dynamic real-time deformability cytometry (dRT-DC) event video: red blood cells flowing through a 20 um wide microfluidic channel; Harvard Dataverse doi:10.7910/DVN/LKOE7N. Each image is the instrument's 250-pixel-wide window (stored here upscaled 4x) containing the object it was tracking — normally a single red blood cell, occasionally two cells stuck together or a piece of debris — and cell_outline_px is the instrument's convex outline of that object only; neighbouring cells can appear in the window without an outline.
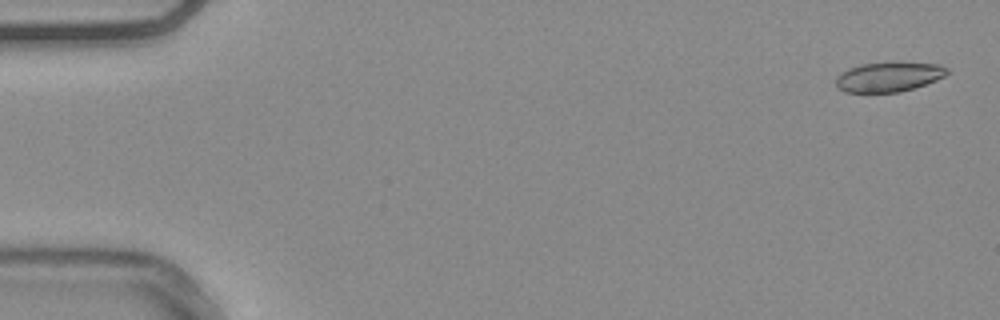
{"species": "common noctule bat (a hibernating species)", "species_latin": "Nyctalus noctula", "temperature_condition": "warm", "stored_images_in_passage": 55, "camera_frame_rate_fps": 3000, "um_per_image_px": 0.085, "animal": {"sex": "male", "body_mass_g": 20.4}, "frame": {"image": 1, "passage_image": 2, "time_ms": 0.333, "image_size_px": [1000, 320], "cell_outline_px": [[948, 72], [944, 76], [936, 80], [900, 92], [844, 92], [836, 84], [836, 76], [840, 72], [848, 68], [860, 64], [940, 64], [948, 68]], "centroid_in_image_um": [75.49, 6.56], "position_along_channel_um": 9.5, "area_um2": 18.61}}
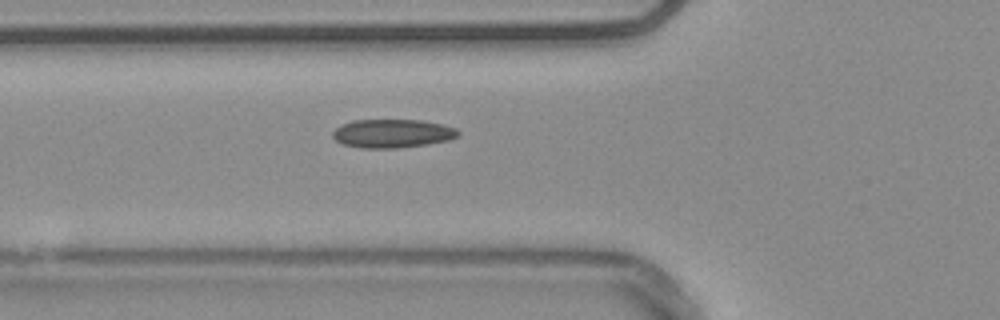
{"frame": {"image": 2, "passage_image": 20, "time_ms": 6.333, "image_size_px": [1000, 320], "cell_outline_px": [[460, 136], [448, 140], [428, 144], [400, 148], [360, 148], [340, 144], [332, 136], [332, 132], [340, 124], [352, 120], [420, 120], [440, 124], [456, 128], [460, 132]], "centroid_in_image_um": [33.32, 11.35], "position_along_channel_um": 92.5, "area_um2": 21.1}}
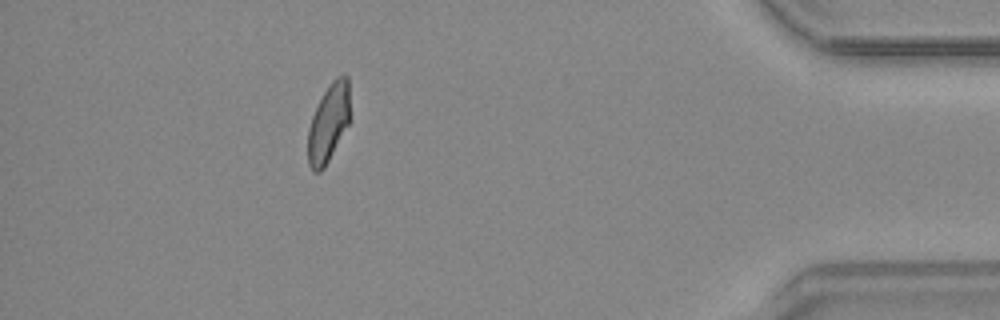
{"frame": {"image": 3, "passage_image": 49, "time_ms": 16.0, "image_size_px": [1000, 320], "cell_outline_px": [[348, 124], [324, 168], [320, 172], [312, 172], [308, 164], [308, 128], [312, 116], [324, 92], [332, 80], [336, 76], [344, 72], [348, 76]], "centroid_in_image_um": [27.9, 10.45], "position_along_channel_um": 407.3, "area_um2": 18.84}, "authors_computed_cell_mechanics": {"area_um2": 20.0566, "velocity_mm_per_s": 3.751, "shape_relaxation_time_tau1_ms": null, "shape_relaxation_time_tau2_ms": 1.9195, "deformation_change_tau1": null, "deformation_change_tau2": 0.0699}}